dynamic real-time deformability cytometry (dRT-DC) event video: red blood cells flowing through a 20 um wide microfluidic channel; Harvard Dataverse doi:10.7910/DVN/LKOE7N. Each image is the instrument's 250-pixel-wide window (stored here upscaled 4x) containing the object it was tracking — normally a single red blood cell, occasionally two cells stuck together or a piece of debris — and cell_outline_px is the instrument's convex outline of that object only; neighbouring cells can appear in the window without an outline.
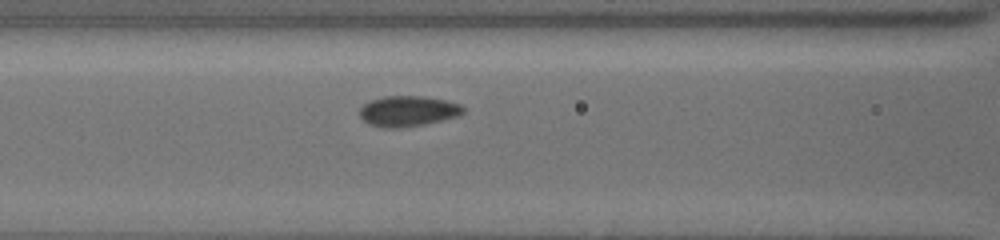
{"species": "common noctule bat (a hibernating species)", "species_latin": "Nyctalus noctula", "temperature_condition": "cold", "stored_images_in_passage": 11, "camera_frame_rate_fps": 3000, "um_per_image_px": 0.085, "animal": {"sex": "female", "body_mass_g": 19.5, "forearm_length_mm": 54.1}, "frame": {"image": 1, "passage_image": 7, "time_ms": 3.333, "image_size_px": [1000, 240], "cell_outline_px": [[464, 112], [460, 116], [424, 124], [400, 128], [384, 128], [368, 124], [360, 116], [360, 108], [364, 104], [372, 100], [384, 96], [424, 96], [444, 100], [460, 104], [464, 108]], "centroid_in_image_um": [34.68, 9.45], "position_along_channel_um": 131.9, "area_um2": 18.44}}
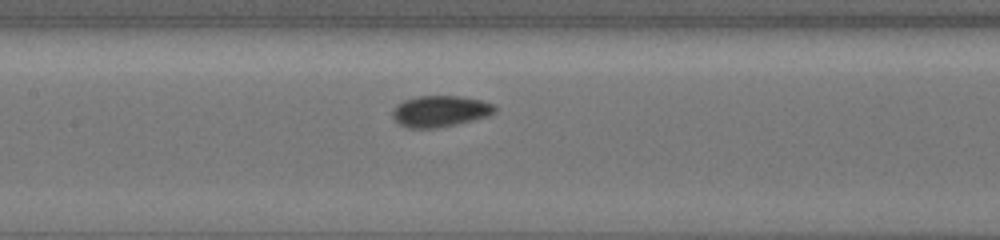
{"frame": {"image": 2, "passage_image": 10, "time_ms": 4.333, "image_size_px": [1000, 240], "cell_outline_px": [[496, 112], [488, 116], [456, 124], [436, 128], [408, 128], [400, 124], [392, 116], [392, 108], [396, 104], [404, 100], [420, 96], [460, 96], [480, 100], [496, 104]], "centroid_in_image_um": [37.41, 9.45], "position_along_channel_um": 170.0, "area_um2": 18.67}}